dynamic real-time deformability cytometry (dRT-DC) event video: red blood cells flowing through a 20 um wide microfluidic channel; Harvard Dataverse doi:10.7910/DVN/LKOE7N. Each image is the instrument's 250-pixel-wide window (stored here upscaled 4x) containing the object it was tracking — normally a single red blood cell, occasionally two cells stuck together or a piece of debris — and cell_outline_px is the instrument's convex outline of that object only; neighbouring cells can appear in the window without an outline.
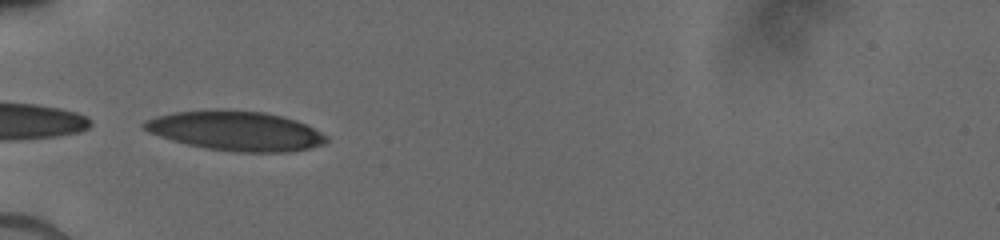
{"species": "human", "species_latin": "Homo sapiens", "temperature_condition": "cold", "stored_images_in_passage": 43, "camera_frame_rate_fps": 3000, "um_per_image_px": 0.085, "donor": {"sex": "male"}, "frame": {"image": 1, "passage_image": 1, "time_ms": 0.0, "image_size_px": [1000, 240], "cell_outline_px": [[328, 140], [324, 144], [308, 148], [288, 152], [236, 152], [204, 148], [172, 140], [148, 132], [140, 124], [144, 120], [156, 116], [176, 112], [216, 108], [220, 108], [264, 112], [284, 116], [296, 120], [328, 136]], "centroid_in_image_um": [20.01, 11.11], "position_along_channel_um": 65.0, "area_um2": 42.31}}
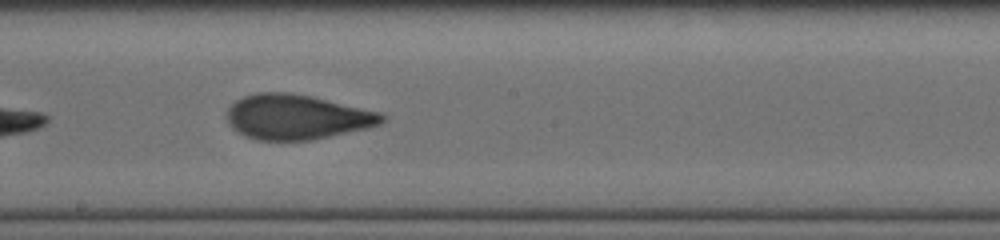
{"frame": {"image": 2, "passage_image": 19, "time_ms": 4.0, "image_size_px": [1000, 240], "cell_outline_px": [[388, 116], [380, 124], [368, 128], [308, 140], [256, 140], [244, 136], [232, 128], [228, 124], [228, 108], [236, 100], [244, 96], [256, 92], [288, 92], [312, 96], [380, 112]], "centroid_in_image_um": [25.22, 9.93], "position_along_channel_um": 223.0, "area_um2": 40.52}}
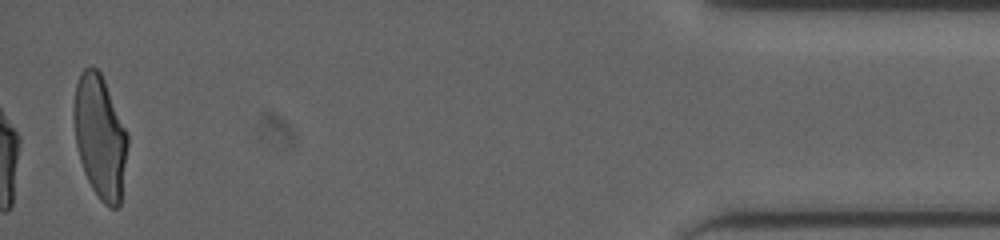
{"frame": {"image": 3, "passage_image": 43, "time_ms": 10.667, "image_size_px": [1000, 240], "cell_outline_px": [[128, 144], [120, 204], [116, 208], [108, 208], [100, 200], [92, 188], [84, 172], [80, 160], [76, 144], [72, 116], [72, 108], [76, 84], [80, 72], [84, 68], [92, 64], [100, 72], [104, 80], [128, 136]], "centroid_in_image_um": [8.47, 11.61], "position_along_channel_um": 426.7, "area_um2": 38.67}}